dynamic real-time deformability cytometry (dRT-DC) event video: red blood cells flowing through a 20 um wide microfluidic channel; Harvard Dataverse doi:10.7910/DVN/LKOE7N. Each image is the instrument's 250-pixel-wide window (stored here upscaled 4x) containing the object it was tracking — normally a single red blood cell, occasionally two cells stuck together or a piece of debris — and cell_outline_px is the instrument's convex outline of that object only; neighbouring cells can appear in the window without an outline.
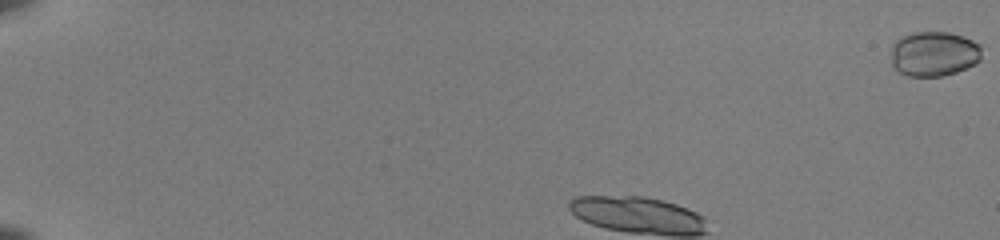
{"species": "common noctule bat (a hibernating species)", "species_latin": "Nyctalus noctula", "temperature_condition": "room temperature", "stored_images_in_passage": 31, "camera_frame_rate_fps": 3000, "um_per_image_px": 0.085, "animal": {"sex": "female", "body_mass_g": 22.0, "forearm_length_mm": 56.7}, "frame": {"image": 1, "passage_image": 1, "time_ms": 0.0, "image_size_px": [1000, 240], "cell_outline_px": [[980, 60], [976, 64], [956, 72], [940, 76], [908, 76], [892, 68], [892, 44], [900, 36], [912, 32], [948, 32], [964, 36], [980, 44]], "centroid_in_image_um": [79.37, 4.56], "position_along_channel_um": 5.6, "area_um2": 23.93}}
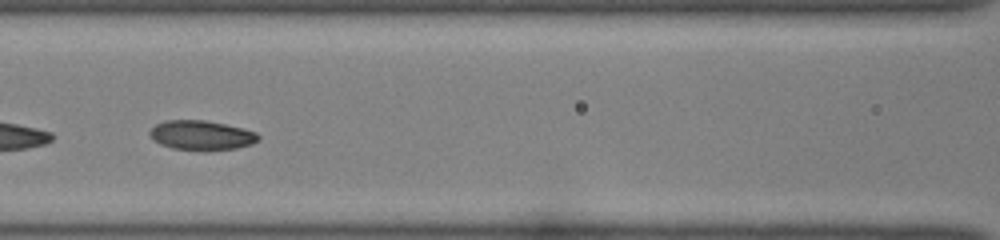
{"frame": {"image": 2, "passage_image": 18, "time_ms": 5.667, "image_size_px": [1000, 240], "cell_outline_px": [[260, 140], [252, 144], [236, 148], [204, 152], [200, 152], [172, 148], [160, 144], [152, 140], [148, 132], [156, 124], [164, 120], [204, 120], [244, 128], [256, 132], [260, 136]], "centroid_in_image_um": [17.12, 11.52], "position_along_channel_um": 149.5, "area_um2": 19.19}}
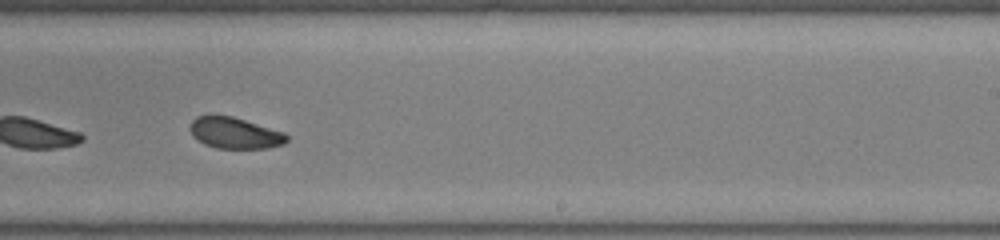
{"frame": {"image": 3, "passage_image": 27, "time_ms": 8.667, "image_size_px": [1000, 240], "cell_outline_px": [[288, 140], [284, 144], [268, 148], [216, 148], [204, 144], [196, 140], [192, 136], [188, 128], [192, 120], [196, 116], [232, 116], [284, 132], [288, 136]], "centroid_in_image_um": [19.93, 11.32], "position_along_channel_um": 269.1, "area_um2": 17.63}}